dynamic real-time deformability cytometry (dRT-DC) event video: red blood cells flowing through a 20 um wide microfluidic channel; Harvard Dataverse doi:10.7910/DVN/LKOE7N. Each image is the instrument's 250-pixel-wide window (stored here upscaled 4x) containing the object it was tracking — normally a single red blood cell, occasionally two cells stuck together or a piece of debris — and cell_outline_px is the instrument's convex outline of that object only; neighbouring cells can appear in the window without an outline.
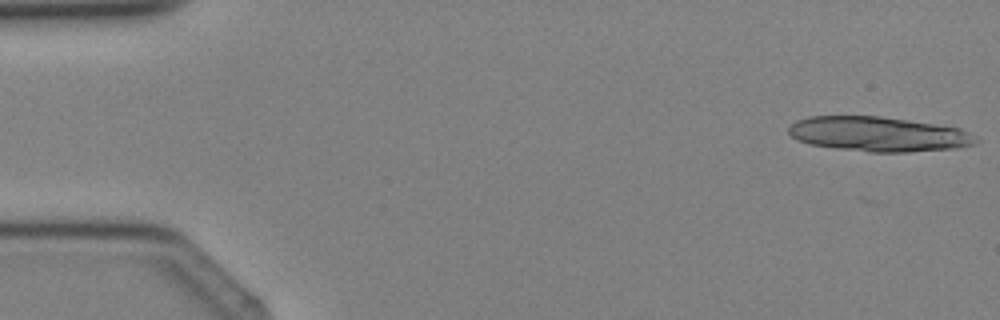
{"species": "Egyptian fruit bat (a non-hibernating species)", "species_latin": "Rousettus aegyptiacus", "temperature_condition": "cold", "stored_images_in_passage": 4, "segment_of_instrument_passage": [2, 2], "camera_frame_rate_fps": 3000, "um_per_image_px": 0.085, "animal": {"sex": "female"}, "frame": {"image": 1, "passage_image": 4, "time_ms": 4.333, "image_size_px": [1000, 320], "cell_outline_px": [[980, 140], [972, 144], [956, 148], [908, 152], [868, 152], [836, 148], [808, 144], [796, 140], [788, 132], [788, 128], [796, 120], [808, 116], [880, 116], [908, 120], [960, 128], [968, 132]], "centroid_in_image_um": [74.62, 11.4], "position_along_channel_um": 10.4, "area_um2": 37.92}}